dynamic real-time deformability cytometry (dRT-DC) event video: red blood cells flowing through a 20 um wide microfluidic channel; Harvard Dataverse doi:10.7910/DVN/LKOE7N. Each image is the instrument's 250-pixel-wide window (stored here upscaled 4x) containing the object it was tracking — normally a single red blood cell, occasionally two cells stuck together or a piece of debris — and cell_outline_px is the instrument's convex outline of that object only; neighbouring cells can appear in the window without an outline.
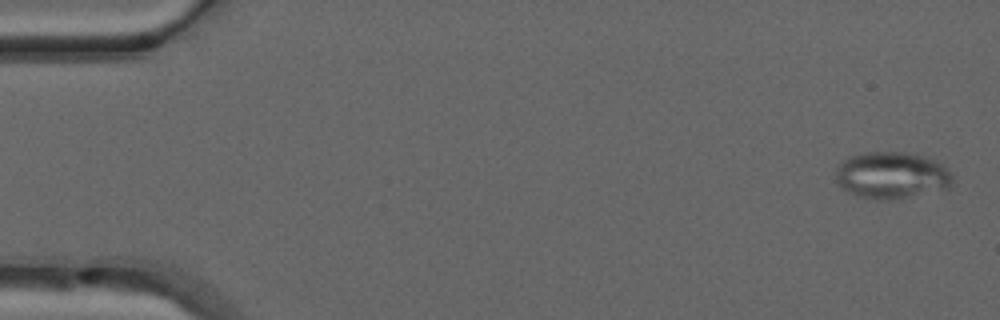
{"species": "common noctule bat (a hibernating species)", "species_latin": "Nyctalus noctula", "temperature_condition": "warm", "stored_images_in_passage": 51, "camera_frame_rate_fps": 3000, "um_per_image_px": 0.085, "animal": {"sex": "male", "forearm_length_mm": 52.5}, "frame": {"image": 1, "passage_image": 2, "time_ms": 0.333, "image_size_px": [1000, 320], "cell_outline_px": [[952, 188], [900, 200], [876, 200], [856, 196], [848, 192], [836, 180], [836, 172], [840, 164], [848, 156], [864, 152], [904, 152], [928, 156], [936, 160], [952, 176]], "centroid_in_image_um": [75.83, 14.92], "position_along_channel_um": 9.2, "area_um2": 32.43}}
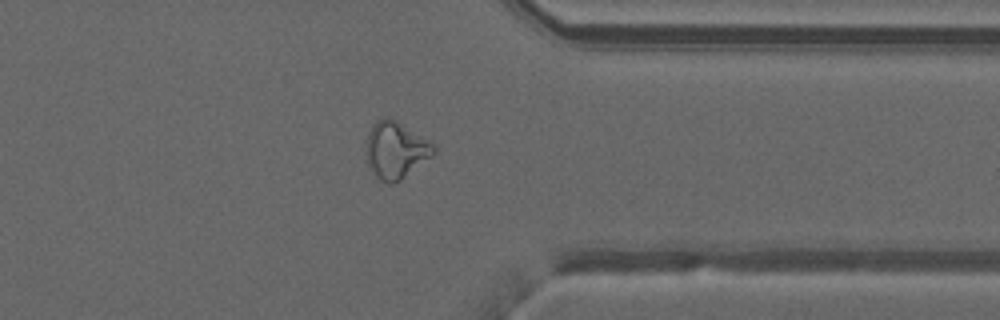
{"frame": {"image": 2, "passage_image": 40, "time_ms": 13.0, "image_size_px": [1000, 320], "cell_outline_px": [[436, 152], [432, 156], [400, 180], [392, 184], [388, 184], [380, 180], [372, 172], [368, 164], [368, 132], [372, 124], [376, 120], [384, 116], [392, 116], [432, 144], [436, 148]], "centroid_in_image_um": [33.63, 12.73], "position_along_channel_um": 377.8, "area_um2": 22.14}}
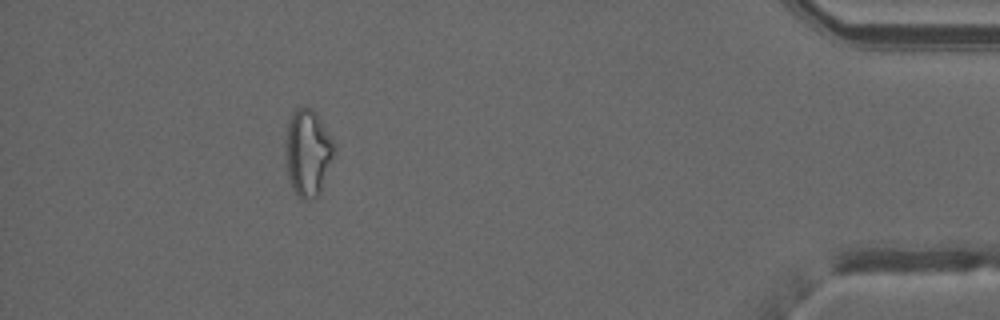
{"frame": {"image": 3, "passage_image": 46, "time_ms": 15.0, "image_size_px": [1000, 320], "cell_outline_px": [[332, 156], [320, 192], [316, 196], [304, 200], [292, 188], [288, 180], [288, 120], [292, 112], [296, 108], [312, 108], [316, 112], [332, 140]], "centroid_in_image_um": [26.16, 12.96], "position_along_channel_um": 409.0, "area_um2": 23.24}, "authors_computed_cell_mechanics": {"area_um2": 23.6402, "velocity_mm_per_s": 4.0603, "shape_relaxation_time_tau1_ms": null, "shape_relaxation_time_tau2_ms": 1.6334, "deformation_change_tau1": null, "deformation_change_tau2": 0.0934}}